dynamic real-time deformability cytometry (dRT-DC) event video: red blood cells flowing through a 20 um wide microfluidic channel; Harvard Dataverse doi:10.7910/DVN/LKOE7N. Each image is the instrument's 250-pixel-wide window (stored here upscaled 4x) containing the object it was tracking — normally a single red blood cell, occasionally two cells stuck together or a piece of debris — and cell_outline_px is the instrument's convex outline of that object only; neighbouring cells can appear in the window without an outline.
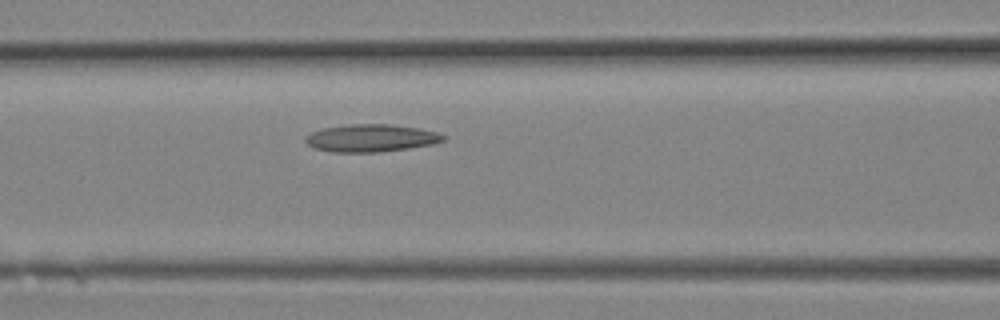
{"species": "Egyptian fruit bat (a non-hibernating species)", "species_latin": "Rousettus aegyptiacus", "temperature_condition": "room temperature", "stored_images_in_passage": 4, "camera_frame_rate_fps": 3000, "um_per_image_px": 0.085, "animal": {"sex": "female"}, "frame": {"image": 1, "passage_image": 4, "time_ms": 1.0, "image_size_px": [1000, 320], "cell_outline_px": [[448, 136], [444, 140], [432, 144], [408, 148], [376, 152], [332, 152], [312, 148], [304, 140], [304, 136], [320, 128], [352, 124], [388, 124], [420, 128], [436, 132]], "centroid_in_image_um": [31.5, 11.73], "position_along_channel_um": 135.1, "area_um2": 22.2}}